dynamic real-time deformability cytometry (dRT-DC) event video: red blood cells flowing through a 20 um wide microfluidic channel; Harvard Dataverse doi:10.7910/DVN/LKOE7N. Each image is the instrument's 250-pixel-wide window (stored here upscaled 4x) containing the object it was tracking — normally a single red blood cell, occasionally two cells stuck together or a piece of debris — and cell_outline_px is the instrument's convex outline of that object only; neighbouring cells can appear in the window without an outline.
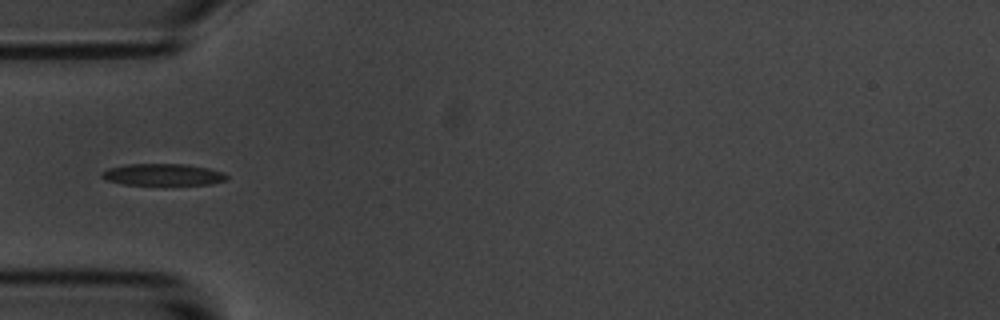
{"species": "common noctule bat (a hibernating species)", "species_latin": "Nyctalus noctula", "temperature_condition": "room temperature", "stored_images_in_passage": 1, "camera_frame_rate_fps": 3000, "um_per_image_px": 0.085, "animal": {"sex": "male", "body_mass_g": 20.1, "forearm_length_mm": 53.5}, "frame": {"image": 1, "passage_image": 1, "time_ms": 0.0, "image_size_px": [1000, 320], "cell_outline_px": [[228, 176], [224, 180], [212, 184], [124, 184], [104, 180], [100, 176], [100, 172], [108, 168], [128, 164], [184, 164], [208, 168], [224, 172]], "centroid_in_image_um": [13.8, 14.83], "position_along_channel_um": 71.2, "area_um2": 15.72}}